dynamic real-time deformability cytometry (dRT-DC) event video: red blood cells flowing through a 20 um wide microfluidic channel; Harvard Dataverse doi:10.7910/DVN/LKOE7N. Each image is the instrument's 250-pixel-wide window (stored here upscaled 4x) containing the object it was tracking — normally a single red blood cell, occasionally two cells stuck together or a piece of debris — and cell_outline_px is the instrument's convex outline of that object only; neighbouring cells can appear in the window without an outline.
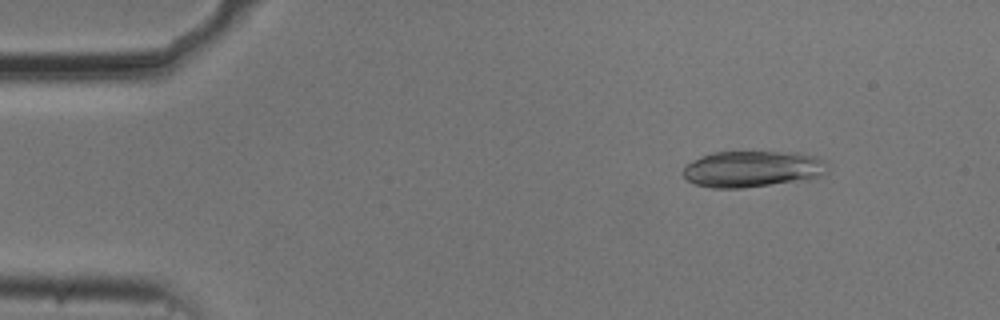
{"species": "common noctule bat (a hibernating species)", "species_latin": "Nyctalus noctula", "temperature_condition": "cold", "stored_images_in_passage": 53, "camera_frame_rate_fps": 3000, "um_per_image_px": 0.085, "animal": {"sex": "male", "body_mass_g": 20.5, "forearm_length_mm": 52.5}, "frame": {"image": 1, "passage_image": 6, "time_ms": 1.667, "image_size_px": [1000, 320], "cell_outline_px": [[828, 172], [812, 180], [740, 188], [712, 188], [696, 184], [688, 180], [680, 172], [688, 164], [700, 156], [712, 152], [800, 152], [816, 156], [828, 160]], "centroid_in_image_um": [64.05, 14.36], "position_along_channel_um": 20.9, "area_um2": 31.21}}
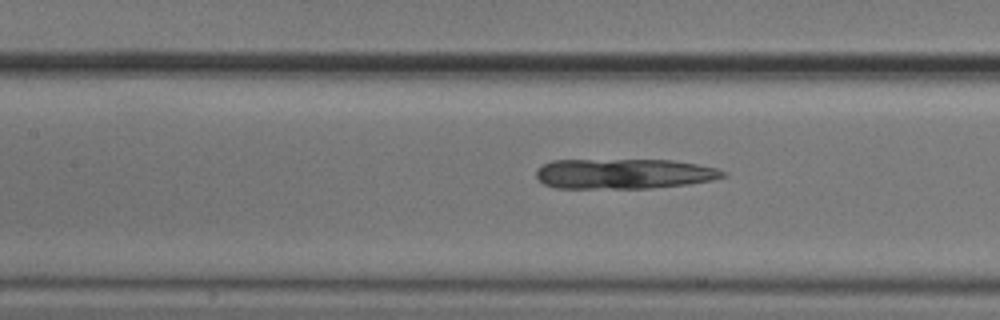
{"frame": {"image": 2, "passage_image": 23, "time_ms": 7.333, "image_size_px": [1000, 320], "cell_outline_px": [[728, 176], [712, 180], [688, 184], [652, 188], [556, 188], [544, 184], [536, 176], [536, 172], [544, 164], [552, 160], [676, 160], [716, 168], [728, 172]], "centroid_in_image_um": [53.08, 14.77], "position_along_channel_um": 154.3, "area_um2": 32.89}}
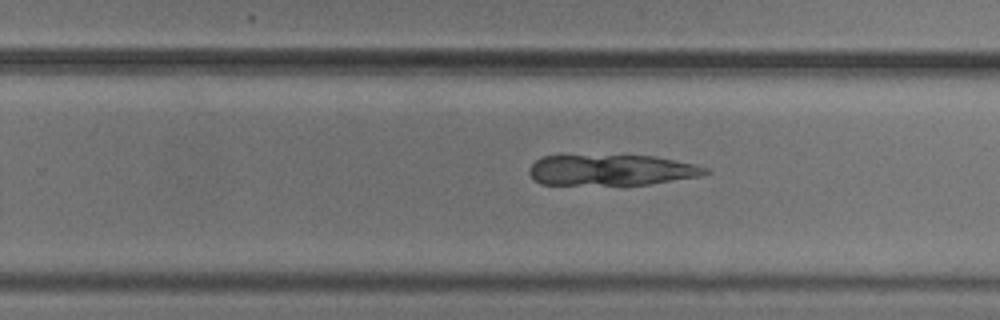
{"frame": {"image": 3, "passage_image": 33, "time_ms": 10.667, "image_size_px": [1000, 320], "cell_outline_px": [[712, 172], [700, 176], [624, 188], [540, 184], [528, 172], [528, 168], [536, 160], [544, 156], [656, 156], [692, 164], [708, 168]], "centroid_in_image_um": [51.95, 14.52], "position_along_channel_um": 277.8, "area_um2": 32.77}}